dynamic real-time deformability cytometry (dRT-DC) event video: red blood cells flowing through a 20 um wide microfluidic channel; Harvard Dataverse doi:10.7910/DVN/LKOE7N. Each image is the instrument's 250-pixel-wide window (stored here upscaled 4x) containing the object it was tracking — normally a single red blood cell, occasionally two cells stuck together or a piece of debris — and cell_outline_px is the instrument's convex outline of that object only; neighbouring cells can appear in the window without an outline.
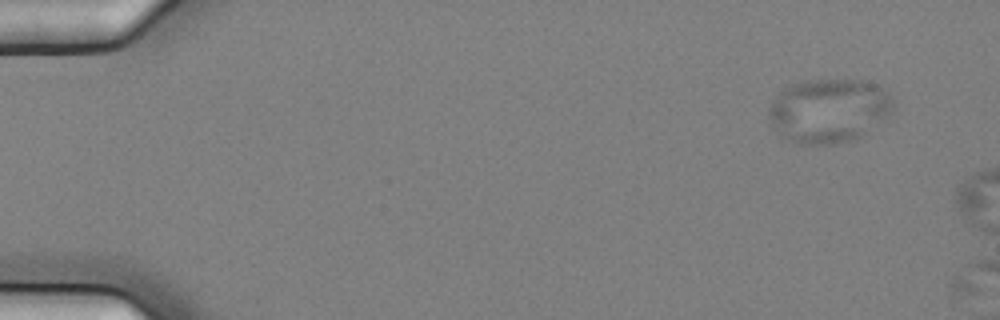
{"species": "common noctule bat (a hibernating species)", "species_latin": "Nyctalus noctula", "temperature_condition": "cold", "stored_images_in_passage": 3, "camera_frame_rate_fps": 3000, "um_per_image_px": 0.085, "animal": {"sex": "female", "body_mass_g": 25.1}, "frame": {"image": 1, "passage_image": 1, "time_ms": 0.0, "image_size_px": [1000, 320], "cell_outline_px": [[896, 108], [892, 112], [856, 140], [832, 144], [796, 144], [780, 136], [772, 124], [768, 116], [768, 108], [772, 100], [788, 84], [800, 80], [860, 80], [880, 84], [892, 100]], "centroid_in_image_um": [70.43, 9.39], "position_along_channel_um": 14.6, "area_um2": 46.93}}